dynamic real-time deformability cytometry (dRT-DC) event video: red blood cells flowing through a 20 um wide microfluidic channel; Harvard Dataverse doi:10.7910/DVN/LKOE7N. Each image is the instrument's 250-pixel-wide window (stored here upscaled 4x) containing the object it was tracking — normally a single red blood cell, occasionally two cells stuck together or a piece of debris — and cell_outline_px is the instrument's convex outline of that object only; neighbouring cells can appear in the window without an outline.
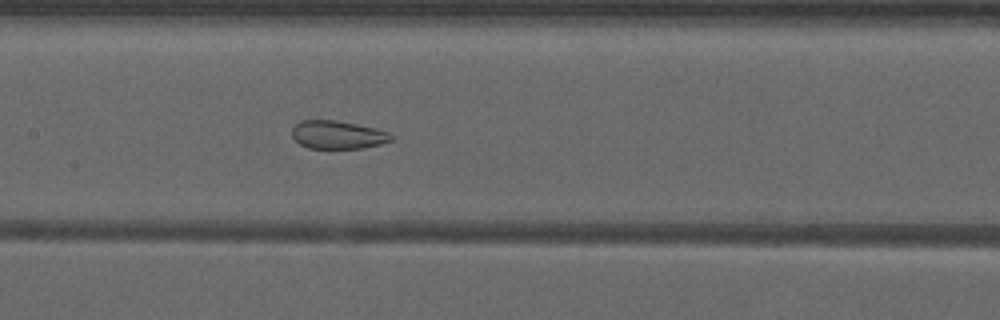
{"species": "common noctule bat (a hibernating species)", "species_latin": "Nyctalus noctula", "temperature_condition": "warm", "stored_images_in_passage": 52, "camera_frame_rate_fps": 3000, "um_per_image_px": 0.085, "animal": {"sex": "male", "forearm_length_mm": 52.5}, "frame": {"image": 1, "passage_image": 26, "time_ms": 8.333, "image_size_px": [1000, 320], "cell_outline_px": [[392, 140], [380, 144], [364, 148], [308, 148], [300, 144], [292, 136], [292, 128], [300, 120], [336, 120], [376, 128], [388, 132], [392, 136]], "centroid_in_image_um": [28.69, 11.45], "position_along_channel_um": 178.7, "area_um2": 16.24}}
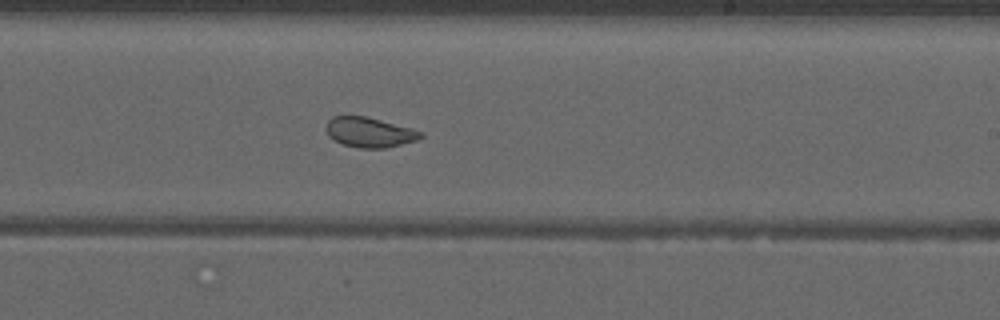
{"frame": {"image": 2, "passage_image": 32, "time_ms": 10.333, "image_size_px": [1000, 320], "cell_outline_px": [[424, 136], [416, 140], [384, 148], [360, 148], [344, 144], [328, 136], [324, 128], [328, 120], [332, 116], [364, 116], [412, 128], [424, 132]], "centroid_in_image_um": [31.39, 11.24], "position_along_channel_um": 257.6, "area_um2": 16.42}}
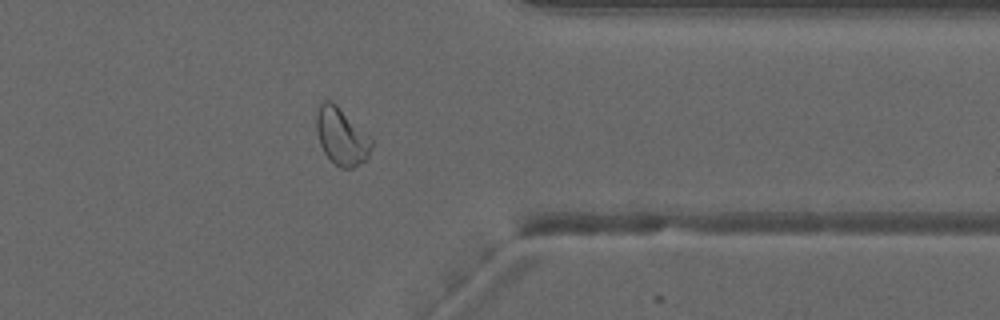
{"frame": {"image": 3, "passage_image": 42, "time_ms": 13.667, "image_size_px": [1000, 320], "cell_outline_px": [[372, 148], [368, 156], [364, 160], [352, 168], [340, 168], [324, 152], [320, 144], [316, 128], [316, 112], [320, 100], [332, 100], [372, 140]], "centroid_in_image_um": [28.99, 11.56], "position_along_channel_um": 382.4, "area_um2": 18.03}, "authors_computed_cell_mechanics": {"area_um2": 20.9814, "velocity_mm_per_s": 3.9629, "shape_relaxation_time_tau1_ms": null, "shape_relaxation_time_tau2_ms": 1.085, "deformation_change_tau1": null, "deformation_change_tau2": 0.0668}}